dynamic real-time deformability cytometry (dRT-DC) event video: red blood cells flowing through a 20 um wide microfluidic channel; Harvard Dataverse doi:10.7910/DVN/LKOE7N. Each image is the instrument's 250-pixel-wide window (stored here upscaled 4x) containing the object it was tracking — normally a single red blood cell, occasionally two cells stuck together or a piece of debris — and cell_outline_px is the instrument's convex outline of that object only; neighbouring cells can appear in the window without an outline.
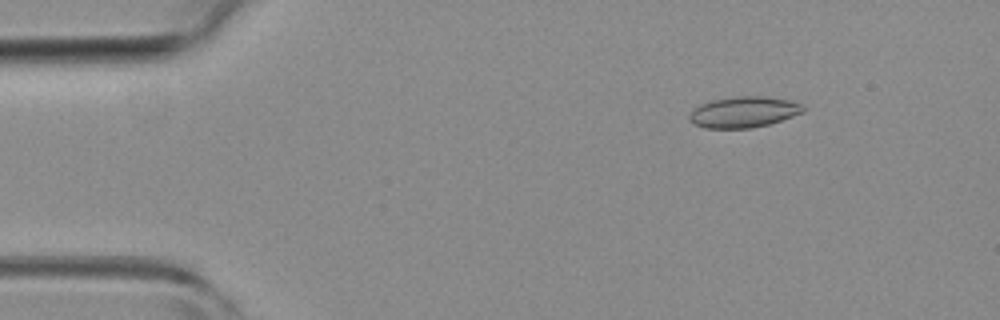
{"species": "common noctule bat (a hibernating species)", "species_latin": "Nyctalus noctula", "temperature_condition": "room temperature", "stored_images_in_passage": 10, "camera_frame_rate_fps": 3000, "um_per_image_px": 0.085, "animal": {"sex": "female", "body_mass_g": 19.3, "forearm_length_mm": 54.1}, "frame": {"image": 1, "passage_image": 6, "time_ms": 1.667, "image_size_px": [1000, 320], "cell_outline_px": [[804, 112], [768, 124], [752, 128], [704, 128], [692, 124], [688, 120], [688, 116], [692, 108], [700, 104], [712, 100], [736, 96], [764, 96], [792, 100], [804, 104]], "centroid_in_image_um": [63.18, 9.52], "position_along_channel_um": 21.8, "area_um2": 20.81}}